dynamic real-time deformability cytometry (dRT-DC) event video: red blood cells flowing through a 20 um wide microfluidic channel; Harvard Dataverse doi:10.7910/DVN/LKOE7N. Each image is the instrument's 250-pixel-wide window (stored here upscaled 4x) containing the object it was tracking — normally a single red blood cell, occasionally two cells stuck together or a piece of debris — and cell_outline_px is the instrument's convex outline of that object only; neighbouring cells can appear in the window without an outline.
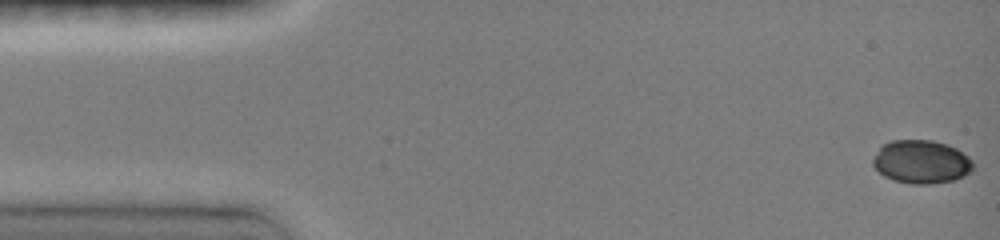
{"species": "common noctule bat (a hibernating species)", "species_latin": "Nyctalus noctula", "temperature_condition": "room temperature", "stored_images_in_passage": 92, "camera_frame_rate_fps": 3000, "um_per_image_px": 0.085, "animal": {"sex": "female", "body_mass_g": 19.0, "forearm_length_mm": 51.5}, "frame": {"image": 1, "passage_image": 1, "time_ms": 0.0, "image_size_px": [1000, 240], "cell_outline_px": [[972, 172], [964, 176], [952, 180], [932, 184], [912, 184], [892, 180], [884, 176], [872, 164], [872, 160], [880, 144], [892, 140], [932, 140], [948, 144], [956, 148], [968, 156], [972, 160]], "centroid_in_image_um": [78.29, 13.75], "position_along_channel_um": 6.7, "area_um2": 25.55}}
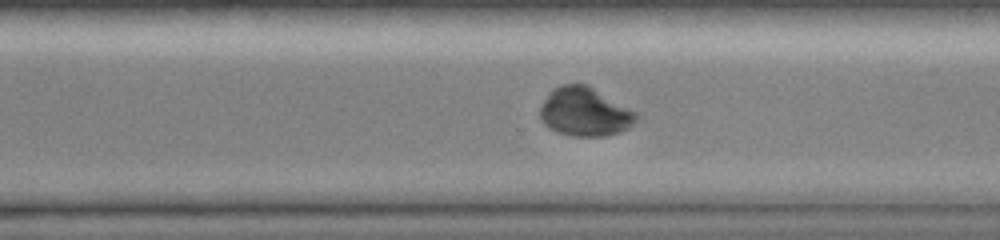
{"frame": {"image": 2, "passage_image": 58, "time_ms": 10.667, "image_size_px": [1000, 240], "cell_outline_px": [[640, 116], [628, 128], [620, 132], [604, 136], [572, 136], [556, 132], [548, 128], [540, 120], [540, 108], [544, 100], [552, 88], [560, 84], [588, 84], [636, 112]], "centroid_in_image_um": [49.68, 9.51], "position_along_channel_um": 320.9, "area_um2": 27.51}}
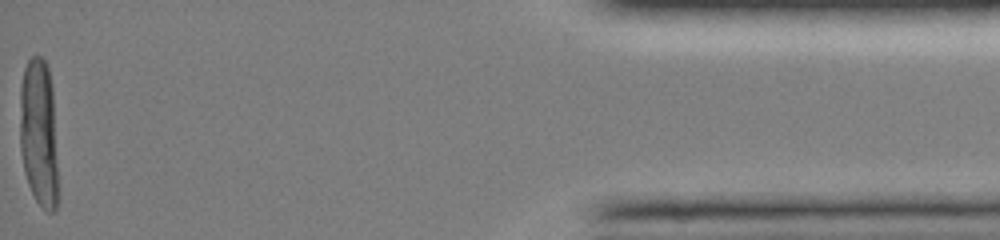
{"frame": {"image": 3, "passage_image": 90, "time_ms": 15.333, "image_size_px": [1000, 240], "cell_outline_px": [[56, 208], [52, 212], [44, 212], [36, 200], [28, 184], [24, 172], [20, 152], [20, 84], [24, 68], [28, 60], [32, 56], [40, 56], [44, 60], [48, 68], [52, 88], [56, 164]], "centroid_in_image_um": [3.26, 11.29], "position_along_channel_um": 431.9, "area_um2": 32.77}, "authors_computed_cell_mechanics": {"area_um2": 27.9752, "velocity_mm_per_s": 4.1175, "shape_relaxation_time_tau1_ms": 10.6381, "shape_relaxation_time_tau2_ms": null, "deformation_change_tau1": 0.3943, "deformation_change_tau2": null}}